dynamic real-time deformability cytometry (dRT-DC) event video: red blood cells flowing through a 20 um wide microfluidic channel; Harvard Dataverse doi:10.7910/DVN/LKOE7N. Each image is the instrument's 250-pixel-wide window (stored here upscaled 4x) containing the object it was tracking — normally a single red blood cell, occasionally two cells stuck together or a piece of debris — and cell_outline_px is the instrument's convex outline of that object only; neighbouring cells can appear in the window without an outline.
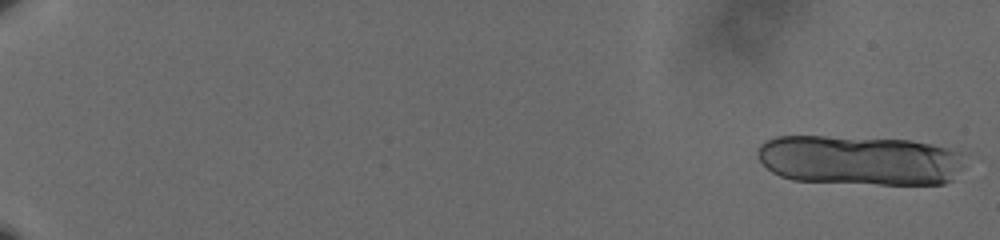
{"species": "human", "species_latin": "Homo sapiens", "temperature_condition": "cold", "stored_images_in_passage": 20, "camera_frame_rate_fps": 3000, "um_per_image_px": 0.085, "donor": {"sex": "male"}, "frame": {"image": 1, "passage_image": 1, "time_ms": 0.0, "image_size_px": [1000, 240], "cell_outline_px": [[964, 152], [960, 164], [952, 180], [944, 184], [880, 184], [792, 180], [780, 176], [772, 172], [756, 156], [756, 148], [764, 140], [776, 136], [824, 136], [912, 140], [932, 144]], "centroid_in_image_um": [73.01, 13.61], "position_along_channel_um": 12.0, "area_um2": 60.34}}